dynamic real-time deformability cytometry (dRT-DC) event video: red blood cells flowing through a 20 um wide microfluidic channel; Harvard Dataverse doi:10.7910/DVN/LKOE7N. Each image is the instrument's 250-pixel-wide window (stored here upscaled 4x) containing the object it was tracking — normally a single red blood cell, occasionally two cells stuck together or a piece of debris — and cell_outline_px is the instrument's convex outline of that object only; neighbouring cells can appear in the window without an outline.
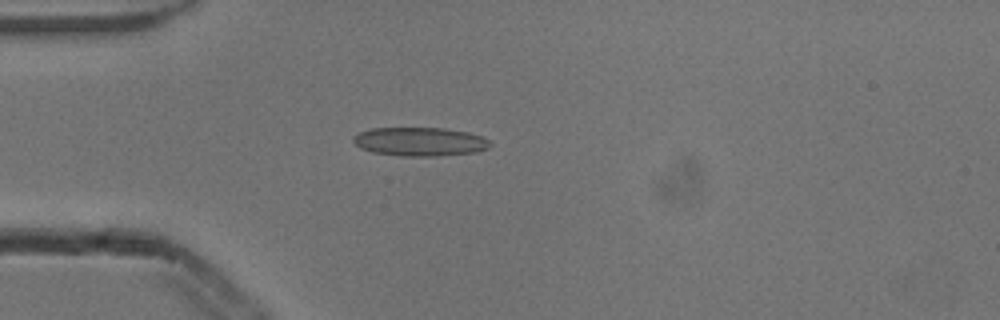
{"species": "common noctule bat (a hibernating species)", "species_latin": "Nyctalus noctula", "temperature_condition": "cold", "stored_images_in_passage": 4, "camera_frame_rate_fps": 3000, "um_per_image_px": 0.085, "animal": {"sex": "male", "body_mass_g": 13.3}, "frame": {"image": 1, "passage_image": 3, "time_ms": 0.667, "image_size_px": [1000, 320], "cell_outline_px": [[492, 144], [488, 148], [476, 152], [436, 156], [400, 156], [372, 152], [360, 148], [352, 140], [352, 136], [360, 132], [372, 128], [440, 128], [468, 132], [480, 136], [488, 140]], "centroid_in_image_um": [35.66, 12.04], "position_along_channel_um": 49.3, "area_um2": 22.89}}